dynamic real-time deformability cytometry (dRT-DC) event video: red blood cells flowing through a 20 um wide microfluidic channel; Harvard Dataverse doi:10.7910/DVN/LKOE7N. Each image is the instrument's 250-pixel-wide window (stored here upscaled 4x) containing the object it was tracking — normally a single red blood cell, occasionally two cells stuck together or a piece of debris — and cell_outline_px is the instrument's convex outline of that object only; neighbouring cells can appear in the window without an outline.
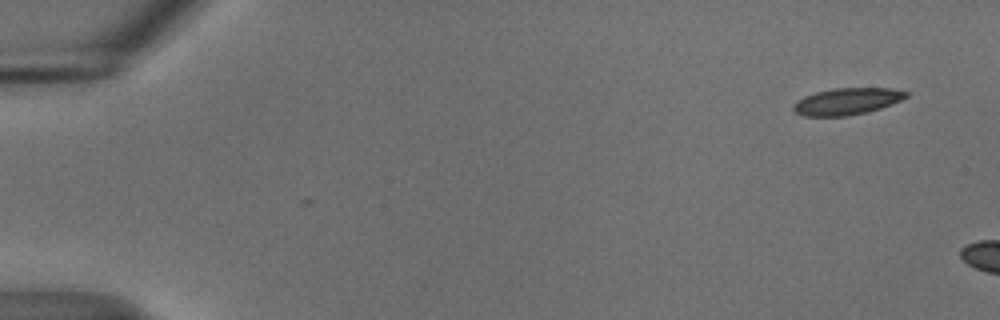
{"species": "common noctule bat (a hibernating species)", "species_latin": "Nyctalus noctula", "temperature_condition": "cold", "stored_images_in_passage": 6, "camera_frame_rate_fps": 3000, "um_per_image_px": 0.085, "animal": {"sex": "male", "body_mass_g": 18.8}, "frame": {"image": 1, "passage_image": 1, "time_ms": 0.0, "image_size_px": [1000, 320], "cell_outline_px": [[908, 96], [892, 104], [868, 112], [848, 116], [804, 116], [792, 112], [792, 104], [796, 100], [804, 96], [816, 92], [832, 88], [888, 88], [908, 92]], "centroid_in_image_um": [71.93, 8.62], "position_along_channel_um": 13.1, "area_um2": 17.74}}